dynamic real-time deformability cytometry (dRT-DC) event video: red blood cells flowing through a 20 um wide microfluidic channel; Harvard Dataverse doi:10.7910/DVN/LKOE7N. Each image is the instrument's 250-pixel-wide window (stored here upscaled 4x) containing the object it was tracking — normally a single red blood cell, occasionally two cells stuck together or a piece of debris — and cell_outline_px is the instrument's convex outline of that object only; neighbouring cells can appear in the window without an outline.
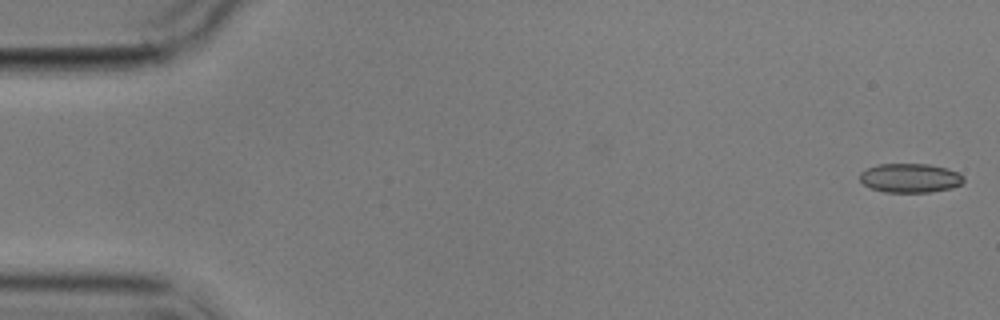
{"species": "common noctule bat (a hibernating species)", "species_latin": "Nyctalus noctula", "temperature_condition": "cold", "stored_images_in_passage": 15, "camera_frame_rate_fps": 3000, "um_per_image_px": 0.085, "animal": {"sex": "male", "body_mass_g": 17.9}, "frame": {"image": 1, "passage_image": 1, "time_ms": 0.0, "image_size_px": [1000, 320], "cell_outline_px": [[964, 180], [960, 184], [952, 188], [928, 192], [884, 192], [872, 188], [864, 184], [860, 180], [860, 172], [876, 164], [928, 164], [948, 168], [964, 176]], "centroid_in_image_um": [77.36, 15.12], "position_along_channel_um": 7.6, "area_um2": 17.57}}
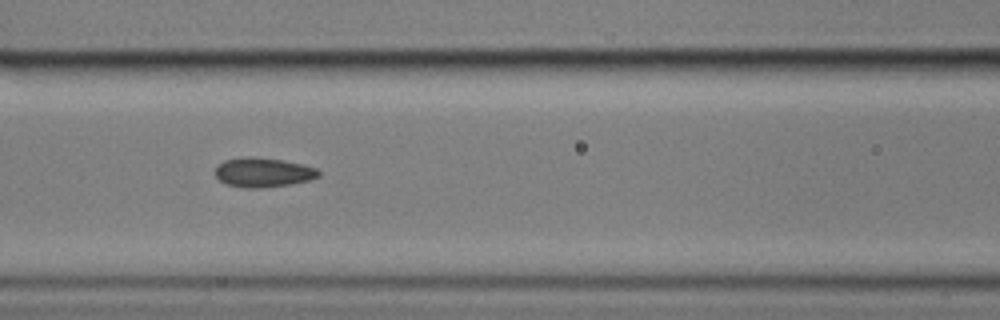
{"frame": {"image": 2, "passage_image": 7, "time_ms": 7.667, "image_size_px": [1000, 320], "cell_outline_px": [[320, 176], [312, 180], [292, 184], [260, 188], [244, 188], [228, 184], [220, 180], [216, 176], [216, 164], [224, 160], [284, 160], [316, 168], [320, 172]], "centroid_in_image_um": [22.43, 14.71], "position_along_channel_um": 144.2, "area_um2": 16.94}}
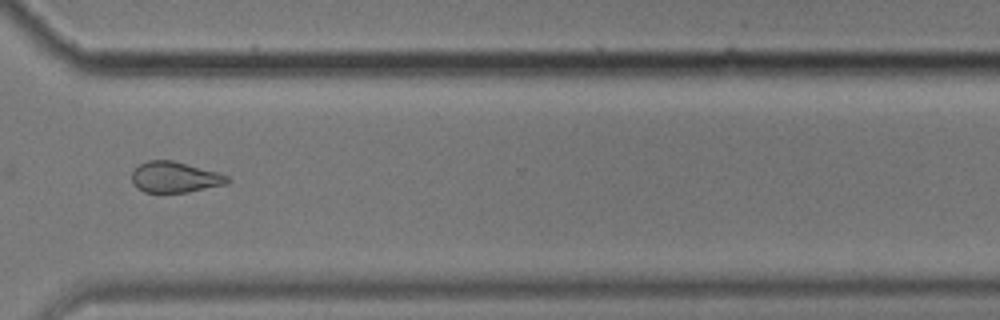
{"frame": {"image": 3, "passage_image": 12, "time_ms": 13.667, "image_size_px": [1000, 320], "cell_outline_px": [[232, 180], [228, 184], [188, 192], [144, 192], [136, 188], [132, 184], [132, 172], [140, 164], [148, 160], [172, 160], [216, 172], [228, 176]], "centroid_in_image_um": [14.86, 15.07], "position_along_channel_um": 355.7, "area_um2": 17.17}, "authors_computed_cell_mechanics": {"area_um2": 16.9354, "velocity_mm_per_s": 3.5339, "shape_relaxation_time_tau1_ms": null, "shape_relaxation_time_tau2_ms": 1.9223, "deformation_change_tau1": null, "deformation_change_tau2": 0.0937}}